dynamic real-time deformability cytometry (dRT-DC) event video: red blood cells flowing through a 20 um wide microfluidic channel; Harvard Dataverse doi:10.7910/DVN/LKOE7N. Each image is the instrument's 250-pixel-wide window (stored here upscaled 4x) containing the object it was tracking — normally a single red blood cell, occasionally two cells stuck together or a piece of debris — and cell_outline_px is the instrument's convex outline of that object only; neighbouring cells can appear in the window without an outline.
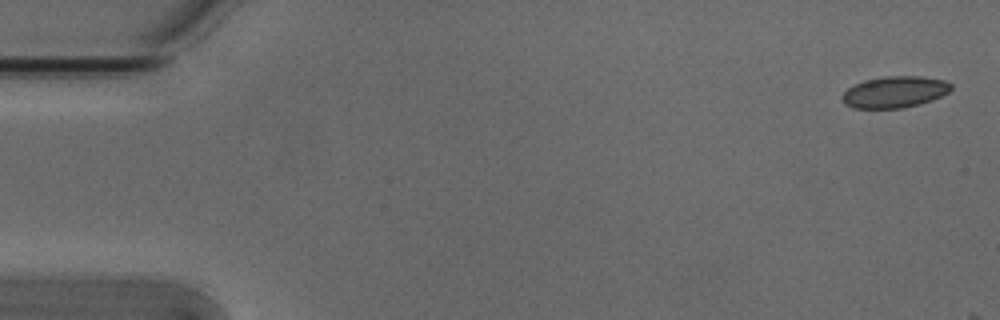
{"species": "Egyptian fruit bat (a non-hibernating species)", "species_latin": "Rousettus aegyptiacus", "temperature_condition": "cold", "stored_images_in_passage": 9, "camera_frame_rate_fps": 3000, "um_per_image_px": 0.085, "animal": {"sex": "male"}, "frame": {"image": 1, "passage_image": 2, "time_ms": 0.333, "image_size_px": [1000, 320], "cell_outline_px": [[952, 88], [948, 92], [932, 100], [920, 104], [904, 108], [852, 108], [844, 104], [840, 96], [848, 88], [864, 80], [884, 76], [920, 76], [944, 80], [952, 84]], "centroid_in_image_um": [76.03, 7.82], "position_along_channel_um": 9.0, "area_um2": 20.06}}